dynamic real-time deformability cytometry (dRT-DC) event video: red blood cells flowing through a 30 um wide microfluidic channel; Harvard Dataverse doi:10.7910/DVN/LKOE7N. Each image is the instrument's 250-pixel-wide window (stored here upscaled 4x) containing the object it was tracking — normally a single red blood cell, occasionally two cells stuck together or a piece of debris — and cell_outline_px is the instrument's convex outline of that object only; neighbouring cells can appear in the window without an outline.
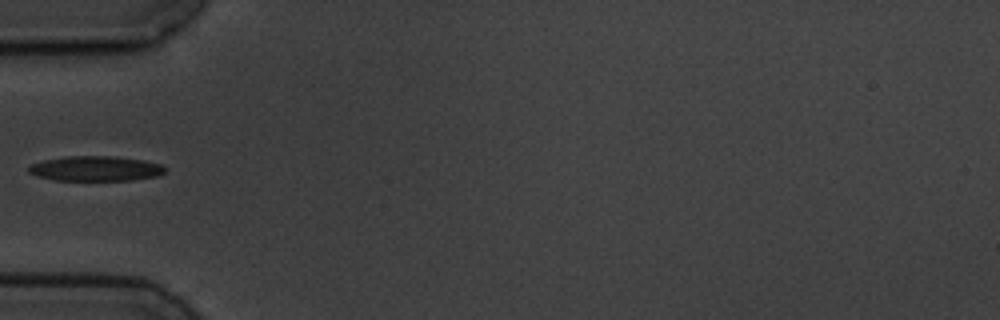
{"species": "common noctule bat (a hibernating species)", "species_latin": "Nyctalus noctula", "temperature_condition": "cold", "stored_images_in_passage": 6, "camera_frame_rate_fps": 3000, "um_per_image_px": 0.085, "animal": {"sex": "male", "body_mass_g": 19.5, "forearm_length_mm": 54.6}, "frame": {"image": 1, "passage_image": 6, "time_ms": 5.667, "image_size_px": [1000, 320], "cell_outline_px": [[168, 168], [164, 172], [156, 176], [132, 180], [56, 180], [36, 176], [28, 172], [28, 164], [44, 160], [64, 156], [112, 156], [144, 160], [160, 164]], "centroid_in_image_um": [8.1, 14.32], "position_along_channel_um": 76.9, "area_um2": 19.94}}